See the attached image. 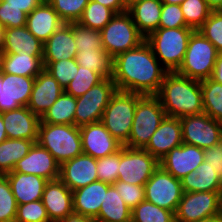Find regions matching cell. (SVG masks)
<instances>
[{"mask_svg":"<svg viewBox=\"0 0 222 222\" xmlns=\"http://www.w3.org/2000/svg\"><path fill=\"white\" fill-rule=\"evenodd\" d=\"M58 222H96V221L92 218L73 213L71 215H68L64 219L59 220Z\"/></svg>","mask_w":222,"mask_h":222,"instance_id":"cell-54","label":"cell"},{"mask_svg":"<svg viewBox=\"0 0 222 222\" xmlns=\"http://www.w3.org/2000/svg\"><path fill=\"white\" fill-rule=\"evenodd\" d=\"M9 139H28L37 143L41 119L27 106L1 113Z\"/></svg>","mask_w":222,"mask_h":222,"instance_id":"cell-22","label":"cell"},{"mask_svg":"<svg viewBox=\"0 0 222 222\" xmlns=\"http://www.w3.org/2000/svg\"><path fill=\"white\" fill-rule=\"evenodd\" d=\"M64 89L45 69L34 80L33 89L27 107L40 119L60 97Z\"/></svg>","mask_w":222,"mask_h":222,"instance_id":"cell-19","label":"cell"},{"mask_svg":"<svg viewBox=\"0 0 222 222\" xmlns=\"http://www.w3.org/2000/svg\"><path fill=\"white\" fill-rule=\"evenodd\" d=\"M132 222H176L175 212L143 200L131 211Z\"/></svg>","mask_w":222,"mask_h":222,"instance_id":"cell-36","label":"cell"},{"mask_svg":"<svg viewBox=\"0 0 222 222\" xmlns=\"http://www.w3.org/2000/svg\"><path fill=\"white\" fill-rule=\"evenodd\" d=\"M181 180L183 192H220L222 179L206 161Z\"/></svg>","mask_w":222,"mask_h":222,"instance_id":"cell-29","label":"cell"},{"mask_svg":"<svg viewBox=\"0 0 222 222\" xmlns=\"http://www.w3.org/2000/svg\"><path fill=\"white\" fill-rule=\"evenodd\" d=\"M3 53L43 56V43L28 30L27 26L7 28Z\"/></svg>","mask_w":222,"mask_h":222,"instance_id":"cell-28","label":"cell"},{"mask_svg":"<svg viewBox=\"0 0 222 222\" xmlns=\"http://www.w3.org/2000/svg\"><path fill=\"white\" fill-rule=\"evenodd\" d=\"M14 222H51L41 200L17 205Z\"/></svg>","mask_w":222,"mask_h":222,"instance_id":"cell-45","label":"cell"},{"mask_svg":"<svg viewBox=\"0 0 222 222\" xmlns=\"http://www.w3.org/2000/svg\"><path fill=\"white\" fill-rule=\"evenodd\" d=\"M7 137V132L3 123V118L2 115L0 113V143L3 142L4 140H6Z\"/></svg>","mask_w":222,"mask_h":222,"instance_id":"cell-56","label":"cell"},{"mask_svg":"<svg viewBox=\"0 0 222 222\" xmlns=\"http://www.w3.org/2000/svg\"><path fill=\"white\" fill-rule=\"evenodd\" d=\"M4 1H5V6L18 7L27 15L41 3L39 0H4Z\"/></svg>","mask_w":222,"mask_h":222,"instance_id":"cell-51","label":"cell"},{"mask_svg":"<svg viewBox=\"0 0 222 222\" xmlns=\"http://www.w3.org/2000/svg\"><path fill=\"white\" fill-rule=\"evenodd\" d=\"M5 176L9 181L17 205L42 199L48 180L37 175L20 172H10Z\"/></svg>","mask_w":222,"mask_h":222,"instance_id":"cell-25","label":"cell"},{"mask_svg":"<svg viewBox=\"0 0 222 222\" xmlns=\"http://www.w3.org/2000/svg\"><path fill=\"white\" fill-rule=\"evenodd\" d=\"M113 185L117 192L121 195L125 204L131 209L145 200L144 186L129 184L119 180H117Z\"/></svg>","mask_w":222,"mask_h":222,"instance_id":"cell-47","label":"cell"},{"mask_svg":"<svg viewBox=\"0 0 222 222\" xmlns=\"http://www.w3.org/2000/svg\"><path fill=\"white\" fill-rule=\"evenodd\" d=\"M97 159L81 154L60 165L59 179L71 190L75 191L92 182L98 181Z\"/></svg>","mask_w":222,"mask_h":222,"instance_id":"cell-18","label":"cell"},{"mask_svg":"<svg viewBox=\"0 0 222 222\" xmlns=\"http://www.w3.org/2000/svg\"><path fill=\"white\" fill-rule=\"evenodd\" d=\"M105 78L88 68L78 66L74 79L64 90L73 97H79L85 94L90 88L102 82Z\"/></svg>","mask_w":222,"mask_h":222,"instance_id":"cell-38","label":"cell"},{"mask_svg":"<svg viewBox=\"0 0 222 222\" xmlns=\"http://www.w3.org/2000/svg\"><path fill=\"white\" fill-rule=\"evenodd\" d=\"M103 6L110 8L115 14L127 11V5L123 0H94Z\"/></svg>","mask_w":222,"mask_h":222,"instance_id":"cell-52","label":"cell"},{"mask_svg":"<svg viewBox=\"0 0 222 222\" xmlns=\"http://www.w3.org/2000/svg\"><path fill=\"white\" fill-rule=\"evenodd\" d=\"M37 143L47 149L60 165L83 154L80 130L75 125L40 121Z\"/></svg>","mask_w":222,"mask_h":222,"instance_id":"cell-4","label":"cell"},{"mask_svg":"<svg viewBox=\"0 0 222 222\" xmlns=\"http://www.w3.org/2000/svg\"><path fill=\"white\" fill-rule=\"evenodd\" d=\"M4 36H5V27L0 24V52L3 53L4 48Z\"/></svg>","mask_w":222,"mask_h":222,"instance_id":"cell-58","label":"cell"},{"mask_svg":"<svg viewBox=\"0 0 222 222\" xmlns=\"http://www.w3.org/2000/svg\"><path fill=\"white\" fill-rule=\"evenodd\" d=\"M142 96L139 93L117 90L103 112L101 122L123 145L129 139L136 105Z\"/></svg>","mask_w":222,"mask_h":222,"instance_id":"cell-5","label":"cell"},{"mask_svg":"<svg viewBox=\"0 0 222 222\" xmlns=\"http://www.w3.org/2000/svg\"><path fill=\"white\" fill-rule=\"evenodd\" d=\"M90 0H48L64 23L78 22Z\"/></svg>","mask_w":222,"mask_h":222,"instance_id":"cell-42","label":"cell"},{"mask_svg":"<svg viewBox=\"0 0 222 222\" xmlns=\"http://www.w3.org/2000/svg\"><path fill=\"white\" fill-rule=\"evenodd\" d=\"M219 51L199 30H194L188 40L184 60L176 71L188 78H211Z\"/></svg>","mask_w":222,"mask_h":222,"instance_id":"cell-6","label":"cell"},{"mask_svg":"<svg viewBox=\"0 0 222 222\" xmlns=\"http://www.w3.org/2000/svg\"><path fill=\"white\" fill-rule=\"evenodd\" d=\"M76 62L78 66L88 68L101 74L104 78H112V58L104 49L77 51Z\"/></svg>","mask_w":222,"mask_h":222,"instance_id":"cell-35","label":"cell"},{"mask_svg":"<svg viewBox=\"0 0 222 222\" xmlns=\"http://www.w3.org/2000/svg\"><path fill=\"white\" fill-rule=\"evenodd\" d=\"M219 214L220 192H183L175 212V220L197 222Z\"/></svg>","mask_w":222,"mask_h":222,"instance_id":"cell-13","label":"cell"},{"mask_svg":"<svg viewBox=\"0 0 222 222\" xmlns=\"http://www.w3.org/2000/svg\"><path fill=\"white\" fill-rule=\"evenodd\" d=\"M27 23V14L18 7L5 6V1L0 0V24L5 29L23 27Z\"/></svg>","mask_w":222,"mask_h":222,"instance_id":"cell-48","label":"cell"},{"mask_svg":"<svg viewBox=\"0 0 222 222\" xmlns=\"http://www.w3.org/2000/svg\"><path fill=\"white\" fill-rule=\"evenodd\" d=\"M34 80V77L0 72V113L27 106Z\"/></svg>","mask_w":222,"mask_h":222,"instance_id":"cell-14","label":"cell"},{"mask_svg":"<svg viewBox=\"0 0 222 222\" xmlns=\"http://www.w3.org/2000/svg\"><path fill=\"white\" fill-rule=\"evenodd\" d=\"M162 5L161 0H140L127 6L138 31L145 38L159 28Z\"/></svg>","mask_w":222,"mask_h":222,"instance_id":"cell-27","label":"cell"},{"mask_svg":"<svg viewBox=\"0 0 222 222\" xmlns=\"http://www.w3.org/2000/svg\"><path fill=\"white\" fill-rule=\"evenodd\" d=\"M2 57H3V53L0 52V72H1V66H2Z\"/></svg>","mask_w":222,"mask_h":222,"instance_id":"cell-61","label":"cell"},{"mask_svg":"<svg viewBox=\"0 0 222 222\" xmlns=\"http://www.w3.org/2000/svg\"><path fill=\"white\" fill-rule=\"evenodd\" d=\"M167 72L146 41L112 60V80L119 91L156 95Z\"/></svg>","mask_w":222,"mask_h":222,"instance_id":"cell-1","label":"cell"},{"mask_svg":"<svg viewBox=\"0 0 222 222\" xmlns=\"http://www.w3.org/2000/svg\"><path fill=\"white\" fill-rule=\"evenodd\" d=\"M211 79L222 84V53L216 59Z\"/></svg>","mask_w":222,"mask_h":222,"instance_id":"cell-53","label":"cell"},{"mask_svg":"<svg viewBox=\"0 0 222 222\" xmlns=\"http://www.w3.org/2000/svg\"><path fill=\"white\" fill-rule=\"evenodd\" d=\"M185 0H161L162 3L180 5Z\"/></svg>","mask_w":222,"mask_h":222,"instance_id":"cell-59","label":"cell"},{"mask_svg":"<svg viewBox=\"0 0 222 222\" xmlns=\"http://www.w3.org/2000/svg\"><path fill=\"white\" fill-rule=\"evenodd\" d=\"M208 7L212 11H221L222 10V0H205Z\"/></svg>","mask_w":222,"mask_h":222,"instance_id":"cell-55","label":"cell"},{"mask_svg":"<svg viewBox=\"0 0 222 222\" xmlns=\"http://www.w3.org/2000/svg\"><path fill=\"white\" fill-rule=\"evenodd\" d=\"M165 116L156 95H143L137 102L130 136L124 146L144 149Z\"/></svg>","mask_w":222,"mask_h":222,"instance_id":"cell-7","label":"cell"},{"mask_svg":"<svg viewBox=\"0 0 222 222\" xmlns=\"http://www.w3.org/2000/svg\"><path fill=\"white\" fill-rule=\"evenodd\" d=\"M159 166V161L144 149L123 145L120 149L118 180L145 186Z\"/></svg>","mask_w":222,"mask_h":222,"instance_id":"cell-10","label":"cell"},{"mask_svg":"<svg viewBox=\"0 0 222 222\" xmlns=\"http://www.w3.org/2000/svg\"><path fill=\"white\" fill-rule=\"evenodd\" d=\"M193 31L191 27L158 28L150 33L145 41L151 46L160 64L168 72H175L184 60L188 40Z\"/></svg>","mask_w":222,"mask_h":222,"instance_id":"cell-3","label":"cell"},{"mask_svg":"<svg viewBox=\"0 0 222 222\" xmlns=\"http://www.w3.org/2000/svg\"><path fill=\"white\" fill-rule=\"evenodd\" d=\"M144 187L145 200L160 208L176 212L183 195L180 179L159 166Z\"/></svg>","mask_w":222,"mask_h":222,"instance_id":"cell-11","label":"cell"},{"mask_svg":"<svg viewBox=\"0 0 222 222\" xmlns=\"http://www.w3.org/2000/svg\"><path fill=\"white\" fill-rule=\"evenodd\" d=\"M186 25L180 5L166 4L162 5L159 28H181Z\"/></svg>","mask_w":222,"mask_h":222,"instance_id":"cell-49","label":"cell"},{"mask_svg":"<svg viewBox=\"0 0 222 222\" xmlns=\"http://www.w3.org/2000/svg\"><path fill=\"white\" fill-rule=\"evenodd\" d=\"M77 48L73 28L64 23L43 44V61H60L76 58Z\"/></svg>","mask_w":222,"mask_h":222,"instance_id":"cell-26","label":"cell"},{"mask_svg":"<svg viewBox=\"0 0 222 222\" xmlns=\"http://www.w3.org/2000/svg\"><path fill=\"white\" fill-rule=\"evenodd\" d=\"M133 0H123V2L128 6Z\"/></svg>","mask_w":222,"mask_h":222,"instance_id":"cell-62","label":"cell"},{"mask_svg":"<svg viewBox=\"0 0 222 222\" xmlns=\"http://www.w3.org/2000/svg\"><path fill=\"white\" fill-rule=\"evenodd\" d=\"M120 150L114 154L97 159L98 181L114 184L118 180Z\"/></svg>","mask_w":222,"mask_h":222,"instance_id":"cell-46","label":"cell"},{"mask_svg":"<svg viewBox=\"0 0 222 222\" xmlns=\"http://www.w3.org/2000/svg\"><path fill=\"white\" fill-rule=\"evenodd\" d=\"M166 116H183L204 113L200 80L175 72H167L156 94Z\"/></svg>","mask_w":222,"mask_h":222,"instance_id":"cell-2","label":"cell"},{"mask_svg":"<svg viewBox=\"0 0 222 222\" xmlns=\"http://www.w3.org/2000/svg\"><path fill=\"white\" fill-rule=\"evenodd\" d=\"M131 211L115 186L111 184L107 189L105 198L101 203L96 222H129L131 221Z\"/></svg>","mask_w":222,"mask_h":222,"instance_id":"cell-31","label":"cell"},{"mask_svg":"<svg viewBox=\"0 0 222 222\" xmlns=\"http://www.w3.org/2000/svg\"><path fill=\"white\" fill-rule=\"evenodd\" d=\"M41 3L48 2V0H39Z\"/></svg>","mask_w":222,"mask_h":222,"instance_id":"cell-63","label":"cell"},{"mask_svg":"<svg viewBox=\"0 0 222 222\" xmlns=\"http://www.w3.org/2000/svg\"><path fill=\"white\" fill-rule=\"evenodd\" d=\"M11 172L37 175L50 181L59 178L60 164L47 149L34 143L28 154L15 164Z\"/></svg>","mask_w":222,"mask_h":222,"instance_id":"cell-17","label":"cell"},{"mask_svg":"<svg viewBox=\"0 0 222 222\" xmlns=\"http://www.w3.org/2000/svg\"><path fill=\"white\" fill-rule=\"evenodd\" d=\"M17 213V203L9 181L5 175H0V222H14Z\"/></svg>","mask_w":222,"mask_h":222,"instance_id":"cell-43","label":"cell"},{"mask_svg":"<svg viewBox=\"0 0 222 222\" xmlns=\"http://www.w3.org/2000/svg\"><path fill=\"white\" fill-rule=\"evenodd\" d=\"M180 7L186 25L194 30H198L212 12L205 0H185Z\"/></svg>","mask_w":222,"mask_h":222,"instance_id":"cell-39","label":"cell"},{"mask_svg":"<svg viewBox=\"0 0 222 222\" xmlns=\"http://www.w3.org/2000/svg\"><path fill=\"white\" fill-rule=\"evenodd\" d=\"M41 201L51 222L74 213L72 191L59 178L46 183Z\"/></svg>","mask_w":222,"mask_h":222,"instance_id":"cell-21","label":"cell"},{"mask_svg":"<svg viewBox=\"0 0 222 222\" xmlns=\"http://www.w3.org/2000/svg\"><path fill=\"white\" fill-rule=\"evenodd\" d=\"M63 24L58 13L48 2L40 3L27 15L28 30L43 44Z\"/></svg>","mask_w":222,"mask_h":222,"instance_id":"cell-24","label":"cell"},{"mask_svg":"<svg viewBox=\"0 0 222 222\" xmlns=\"http://www.w3.org/2000/svg\"><path fill=\"white\" fill-rule=\"evenodd\" d=\"M75 110L76 97L63 91L60 97L43 115L41 122L48 124L74 125Z\"/></svg>","mask_w":222,"mask_h":222,"instance_id":"cell-33","label":"cell"},{"mask_svg":"<svg viewBox=\"0 0 222 222\" xmlns=\"http://www.w3.org/2000/svg\"><path fill=\"white\" fill-rule=\"evenodd\" d=\"M204 161V150L195 145L182 143L173 148L160 161L159 165L175 178L181 179Z\"/></svg>","mask_w":222,"mask_h":222,"instance_id":"cell-16","label":"cell"},{"mask_svg":"<svg viewBox=\"0 0 222 222\" xmlns=\"http://www.w3.org/2000/svg\"><path fill=\"white\" fill-rule=\"evenodd\" d=\"M43 69V56L3 53L1 72L35 78Z\"/></svg>","mask_w":222,"mask_h":222,"instance_id":"cell-30","label":"cell"},{"mask_svg":"<svg viewBox=\"0 0 222 222\" xmlns=\"http://www.w3.org/2000/svg\"><path fill=\"white\" fill-rule=\"evenodd\" d=\"M79 130L83 154L95 159L114 154L123 147L101 121L80 126Z\"/></svg>","mask_w":222,"mask_h":222,"instance_id":"cell-15","label":"cell"},{"mask_svg":"<svg viewBox=\"0 0 222 222\" xmlns=\"http://www.w3.org/2000/svg\"><path fill=\"white\" fill-rule=\"evenodd\" d=\"M180 121L183 143L205 150L222 141V123L206 113L183 116Z\"/></svg>","mask_w":222,"mask_h":222,"instance_id":"cell-12","label":"cell"},{"mask_svg":"<svg viewBox=\"0 0 222 222\" xmlns=\"http://www.w3.org/2000/svg\"><path fill=\"white\" fill-rule=\"evenodd\" d=\"M204 161H206L222 179V141L204 150Z\"/></svg>","mask_w":222,"mask_h":222,"instance_id":"cell-50","label":"cell"},{"mask_svg":"<svg viewBox=\"0 0 222 222\" xmlns=\"http://www.w3.org/2000/svg\"><path fill=\"white\" fill-rule=\"evenodd\" d=\"M44 69L47 70L65 90L76 75L78 64L76 59H64L60 61H43Z\"/></svg>","mask_w":222,"mask_h":222,"instance_id":"cell-41","label":"cell"},{"mask_svg":"<svg viewBox=\"0 0 222 222\" xmlns=\"http://www.w3.org/2000/svg\"><path fill=\"white\" fill-rule=\"evenodd\" d=\"M220 210H221V215H222V186H221V191H220Z\"/></svg>","mask_w":222,"mask_h":222,"instance_id":"cell-60","label":"cell"},{"mask_svg":"<svg viewBox=\"0 0 222 222\" xmlns=\"http://www.w3.org/2000/svg\"><path fill=\"white\" fill-rule=\"evenodd\" d=\"M197 222H222V215L221 214L215 215V216H212V217L201 219Z\"/></svg>","mask_w":222,"mask_h":222,"instance_id":"cell-57","label":"cell"},{"mask_svg":"<svg viewBox=\"0 0 222 222\" xmlns=\"http://www.w3.org/2000/svg\"><path fill=\"white\" fill-rule=\"evenodd\" d=\"M200 88L204 113L222 123V84L207 78L200 81Z\"/></svg>","mask_w":222,"mask_h":222,"instance_id":"cell-34","label":"cell"},{"mask_svg":"<svg viewBox=\"0 0 222 222\" xmlns=\"http://www.w3.org/2000/svg\"><path fill=\"white\" fill-rule=\"evenodd\" d=\"M198 30L222 53V11H212Z\"/></svg>","mask_w":222,"mask_h":222,"instance_id":"cell-44","label":"cell"},{"mask_svg":"<svg viewBox=\"0 0 222 222\" xmlns=\"http://www.w3.org/2000/svg\"><path fill=\"white\" fill-rule=\"evenodd\" d=\"M114 15L110 8L90 0L78 22L85 27L101 31Z\"/></svg>","mask_w":222,"mask_h":222,"instance_id":"cell-37","label":"cell"},{"mask_svg":"<svg viewBox=\"0 0 222 222\" xmlns=\"http://www.w3.org/2000/svg\"><path fill=\"white\" fill-rule=\"evenodd\" d=\"M116 91L117 87L112 78H105L77 97L74 125L80 127L101 121L103 112Z\"/></svg>","mask_w":222,"mask_h":222,"instance_id":"cell-9","label":"cell"},{"mask_svg":"<svg viewBox=\"0 0 222 222\" xmlns=\"http://www.w3.org/2000/svg\"><path fill=\"white\" fill-rule=\"evenodd\" d=\"M110 185L106 182L96 181L72 191L74 213L95 220Z\"/></svg>","mask_w":222,"mask_h":222,"instance_id":"cell-23","label":"cell"},{"mask_svg":"<svg viewBox=\"0 0 222 222\" xmlns=\"http://www.w3.org/2000/svg\"><path fill=\"white\" fill-rule=\"evenodd\" d=\"M34 142L28 139H9L0 143V175L13 171L15 164L26 156Z\"/></svg>","mask_w":222,"mask_h":222,"instance_id":"cell-32","label":"cell"},{"mask_svg":"<svg viewBox=\"0 0 222 222\" xmlns=\"http://www.w3.org/2000/svg\"><path fill=\"white\" fill-rule=\"evenodd\" d=\"M182 143L180 118L165 116L144 150L160 161L168 152Z\"/></svg>","mask_w":222,"mask_h":222,"instance_id":"cell-20","label":"cell"},{"mask_svg":"<svg viewBox=\"0 0 222 222\" xmlns=\"http://www.w3.org/2000/svg\"><path fill=\"white\" fill-rule=\"evenodd\" d=\"M100 32L104 50L112 59L145 41L128 11L115 14Z\"/></svg>","mask_w":222,"mask_h":222,"instance_id":"cell-8","label":"cell"},{"mask_svg":"<svg viewBox=\"0 0 222 222\" xmlns=\"http://www.w3.org/2000/svg\"><path fill=\"white\" fill-rule=\"evenodd\" d=\"M73 28L77 51L104 49L101 32L81 25L79 22L68 23Z\"/></svg>","mask_w":222,"mask_h":222,"instance_id":"cell-40","label":"cell"}]
</instances>
